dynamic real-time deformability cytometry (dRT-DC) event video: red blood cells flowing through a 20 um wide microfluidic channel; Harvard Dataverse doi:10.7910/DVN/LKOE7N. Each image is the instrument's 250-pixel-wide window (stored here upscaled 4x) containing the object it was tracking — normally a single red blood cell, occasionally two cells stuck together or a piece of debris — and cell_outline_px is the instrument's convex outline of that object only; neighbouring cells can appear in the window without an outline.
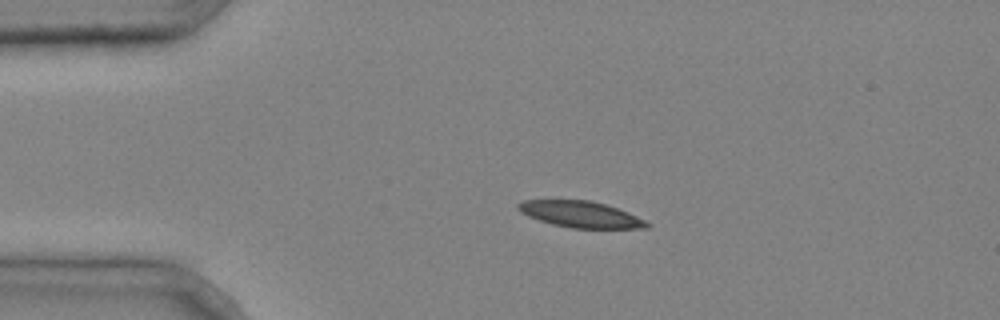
{"species": "common noctule bat (a hibernating species)", "species_latin": "Nyctalus noctula", "temperature_condition": "cold", "stored_images_in_passage": 3, "camera_frame_rate_fps": 3000, "um_per_image_px": 0.085, "animal": {"sex": "male", "body_mass_g": 20.4}, "frame": {"image": 1, "passage_image": 2, "time_ms": 0.333, "image_size_px": [1000, 320], "cell_outline_px": [[652, 224], [648, 228], [572, 228], [552, 224], [528, 216], [520, 212], [516, 208], [516, 204], [524, 200], [592, 200], [628, 212]], "centroid_in_image_um": [49.33, 18.21], "position_along_channel_um": 35.7, "area_um2": 19.65}}